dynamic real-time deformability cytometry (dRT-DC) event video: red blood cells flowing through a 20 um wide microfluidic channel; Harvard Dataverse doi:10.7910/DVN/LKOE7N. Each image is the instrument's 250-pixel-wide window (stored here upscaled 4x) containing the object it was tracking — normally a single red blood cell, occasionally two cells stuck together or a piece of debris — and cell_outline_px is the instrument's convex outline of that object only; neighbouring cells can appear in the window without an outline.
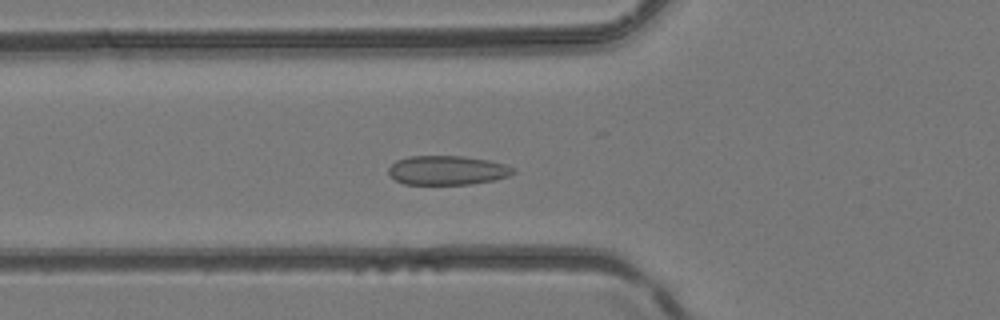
{"species": "common noctule bat (a hibernating species)", "species_latin": "Nyctalus noctula", "temperature_condition": "room temperature", "stored_images_in_passage": 41, "camera_frame_rate_fps": 3000, "um_per_image_px": 0.085, "animal": {"sex": "female", "body_mass_g": 24.6, "forearm_length_mm": 56.2}, "frame": {"image": 1, "passage_image": 14, "time_ms": 4.333, "image_size_px": [1000, 320], "cell_outline_px": [[516, 172], [508, 176], [496, 180], [472, 184], [404, 184], [396, 180], [388, 172], [388, 168], [396, 160], [408, 156], [464, 156], [488, 160], [504, 164], [516, 168]], "centroid_in_image_um": [38.05, 14.47], "position_along_channel_um": 87.8, "area_um2": 21.33}}
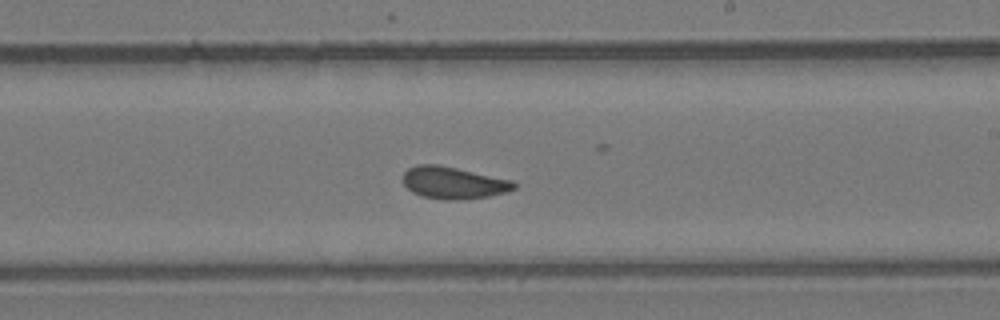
{"frame": {"image": 2, "passage_image": 24, "time_ms": 7.667, "image_size_px": [1000, 320], "cell_outline_px": [[516, 188], [508, 192], [488, 196], [456, 200], [448, 200], [420, 196], [412, 192], [404, 184], [404, 172], [408, 168], [416, 164], [440, 164], [512, 180], [516, 184]], "centroid_in_image_um": [38.54, 15.53], "position_along_channel_um": 250.5, "area_um2": 20.81}}
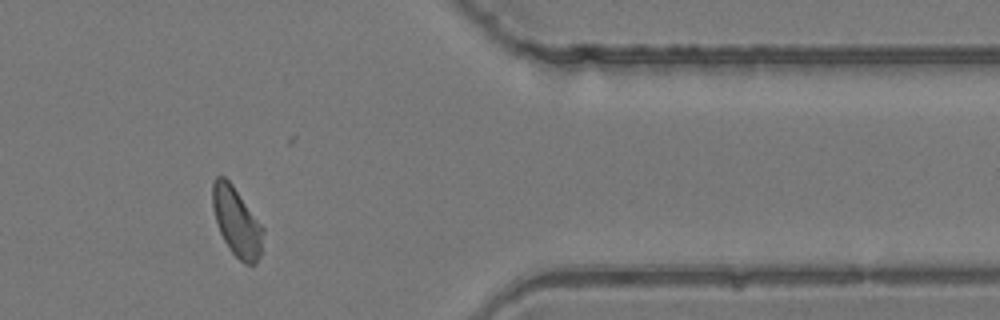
{"frame": {"image": 3, "passage_image": 34, "time_ms": 11.0, "image_size_px": [1000, 320], "cell_outline_px": [[264, 232], [260, 256], [256, 264], [244, 264], [232, 252], [224, 240], [220, 232], [212, 208], [212, 184], [216, 176], [224, 176], [232, 184], [264, 228]], "centroid_in_image_um": [20.12, 18.86], "position_along_channel_um": 391.3, "area_um2": 20.17}}